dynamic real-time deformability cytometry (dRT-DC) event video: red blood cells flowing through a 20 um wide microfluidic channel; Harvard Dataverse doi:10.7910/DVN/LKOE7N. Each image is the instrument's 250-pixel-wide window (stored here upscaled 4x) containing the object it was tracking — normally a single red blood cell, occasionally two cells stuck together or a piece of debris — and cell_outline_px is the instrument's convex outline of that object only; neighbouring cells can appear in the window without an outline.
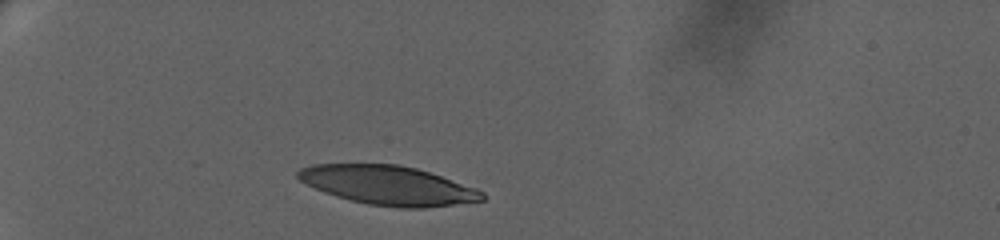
{"species": "human", "species_latin": "Homo sapiens", "temperature_condition": "warm", "stored_images_in_passage": 40, "camera_frame_rate_fps": 3000, "um_per_image_px": 0.085, "donor": {"sex": "female"}, "frame": {"image": 1, "passage_image": 1, "time_ms": 0.0, "image_size_px": [1000, 240], "cell_outline_px": [[484, 200], [424, 208], [400, 208], [368, 204], [336, 196], [324, 192], [300, 180], [296, 176], [296, 172], [300, 168], [312, 164], [396, 164], [416, 168], [476, 188], [484, 192]], "centroid_in_image_um": [32.97, 15.75], "position_along_channel_um": 52.0, "area_um2": 41.62}}
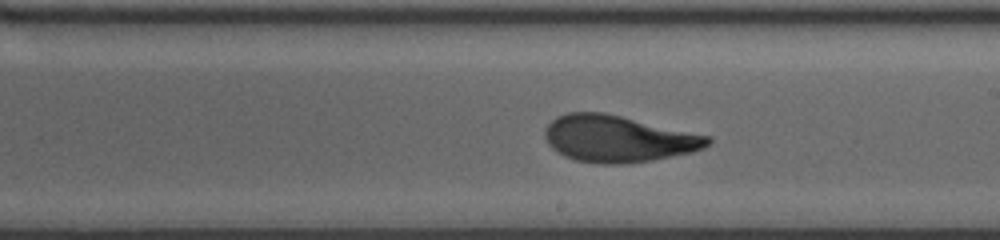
{"frame": {"image": 2, "passage_image": 22, "time_ms": 7.0, "image_size_px": [1000, 240], "cell_outline_px": [[712, 140], [704, 148], [692, 152], [652, 160], [620, 164], [604, 164], [576, 160], [564, 156], [552, 148], [548, 144], [544, 136], [544, 128], [556, 116], [568, 112], [604, 112], [712, 136]], "centroid_in_image_um": [52.53, 11.78], "position_along_channel_um": 236.5, "area_um2": 44.39}}
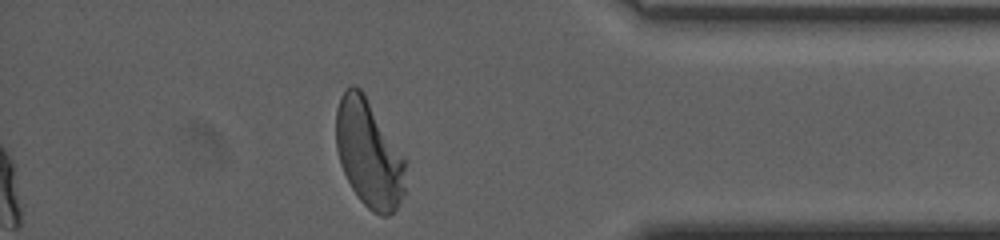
{"frame": {"image": 3, "passage_image": 39, "time_ms": 12.667, "image_size_px": [1000, 240], "cell_outline_px": [[408, 160], [404, 192], [400, 204], [388, 216], [380, 216], [372, 212], [360, 200], [352, 188], [340, 164], [336, 148], [336, 108], [340, 96], [352, 84], [356, 84], [364, 92]], "centroid_in_image_um": [31.39, 13.04], "position_along_channel_um": 403.8, "area_um2": 44.39}, "authors_computed_cell_mechanics": {"area_um2": 43.8124, "velocity_mm_per_s": 3.2599, "shape_relaxation_time_tau1_ms": 5.2855, "shape_relaxation_time_tau2_ms": 1.1636, "deformation_change_tau1": 0.234, "deformation_change_tau2": 0.073}}